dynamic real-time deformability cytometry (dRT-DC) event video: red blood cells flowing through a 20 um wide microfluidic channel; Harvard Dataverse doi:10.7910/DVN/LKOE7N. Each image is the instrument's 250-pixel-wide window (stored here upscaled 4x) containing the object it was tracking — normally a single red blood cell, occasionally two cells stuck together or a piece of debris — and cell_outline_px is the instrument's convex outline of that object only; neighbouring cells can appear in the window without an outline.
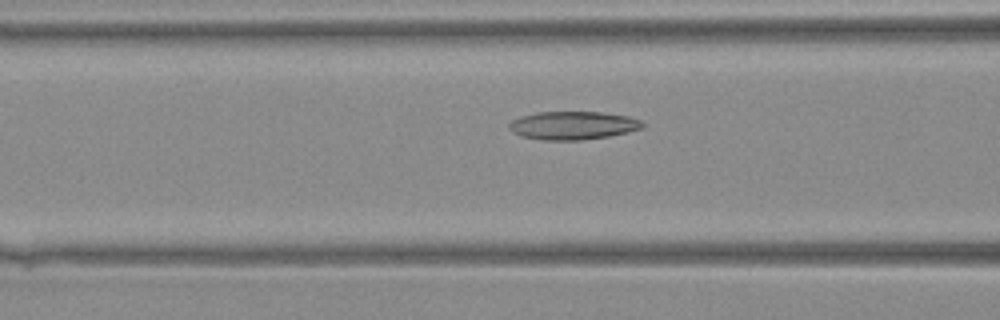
{"species": "Egyptian fruit bat (a non-hibernating species)", "species_latin": "Rousettus aegyptiacus", "temperature_condition": "warm", "stored_images_in_passage": 30, "camera_frame_rate_fps": 3000, "um_per_image_px": 0.085, "animal": {"sex": "female"}, "frame": {"image": 1, "passage_image": 5, "time_ms": 1.333, "image_size_px": [1000, 320], "cell_outline_px": [[644, 128], [628, 132], [608, 136], [580, 140], [544, 140], [520, 136], [512, 132], [508, 128], [508, 124], [512, 120], [520, 116], [536, 112], [604, 112], [628, 116], [640, 120], [644, 124]], "centroid_in_image_um": [48.68, 10.66], "position_along_channel_um": 117.9, "area_um2": 22.08}}
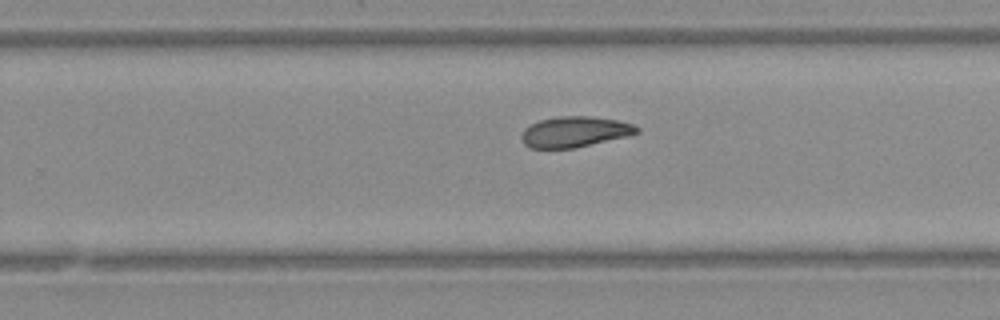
{"frame": {"image": 2, "passage_image": 15, "time_ms": 4.667, "image_size_px": [1000, 320], "cell_outline_px": [[640, 132], [576, 148], [528, 148], [524, 144], [520, 136], [524, 128], [540, 120], [556, 116], [592, 116], [616, 120], [632, 124], [640, 128]], "centroid_in_image_um": [48.81, 11.2], "position_along_channel_um": 281.0, "area_um2": 20.52}}
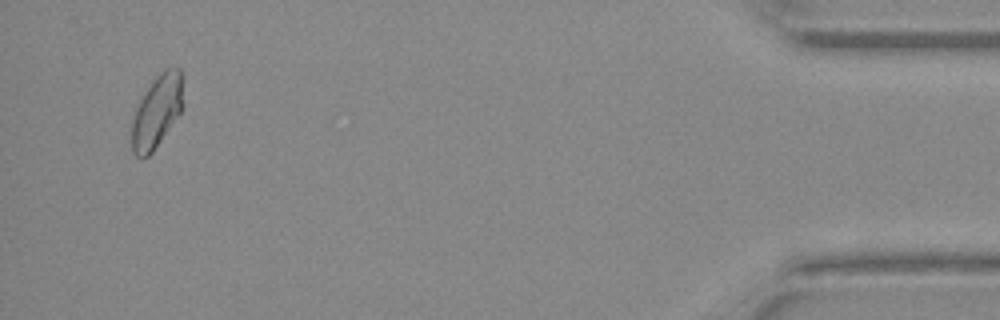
{"frame": {"image": 3, "passage_image": 28, "time_ms": 9.0, "image_size_px": [1000, 320], "cell_outline_px": [[180, 112], [152, 152], [148, 156], [136, 156], [132, 152], [132, 120], [136, 108], [140, 100], [156, 76], [164, 68], [180, 68]], "centroid_in_image_um": [13.28, 9.49], "position_along_channel_um": 421.9, "area_um2": 20.63}}